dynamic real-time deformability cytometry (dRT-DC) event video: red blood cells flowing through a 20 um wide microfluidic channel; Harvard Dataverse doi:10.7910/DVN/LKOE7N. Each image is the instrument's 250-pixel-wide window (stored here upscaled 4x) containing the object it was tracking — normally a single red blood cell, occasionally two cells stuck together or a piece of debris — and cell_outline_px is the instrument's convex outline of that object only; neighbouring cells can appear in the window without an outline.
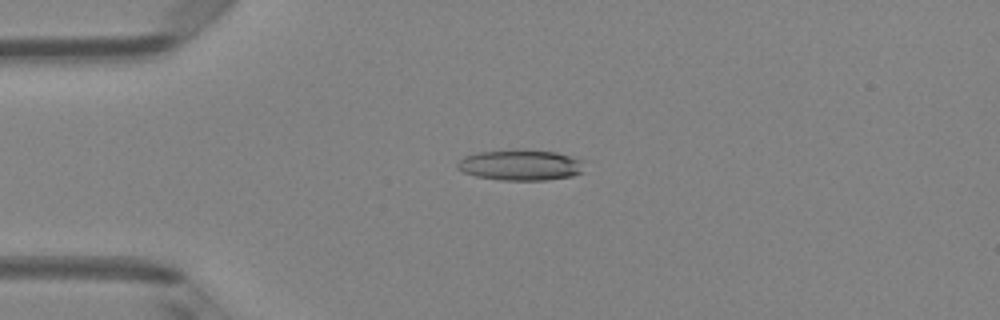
{"species": "Egyptian fruit bat (a non-hibernating species)", "species_latin": "Rousettus aegyptiacus", "temperature_condition": "room temperature", "stored_images_in_passage": 7, "camera_frame_rate_fps": 3000, "um_per_image_px": 0.085, "animal": {"sex": "female"}, "frame": {"image": 1, "passage_image": 4, "time_ms": 1.0, "image_size_px": [1000, 320], "cell_outline_px": [[584, 172], [572, 176], [544, 180], [500, 180], [476, 176], [464, 172], [456, 168], [456, 164], [464, 156], [476, 152], [556, 152], [572, 156], [584, 160]], "centroid_in_image_um": [44.28, 14.07], "position_along_channel_um": 40.7, "area_um2": 22.14}}
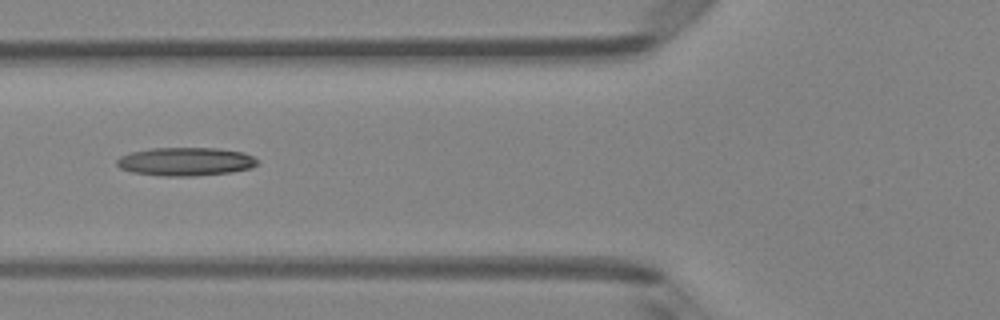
{"frame": {"image": 2, "passage_image": 6, "time_ms": 1.667, "image_size_px": [1000, 320], "cell_outline_px": [[260, 164], [252, 168], [232, 172], [196, 176], [160, 176], [132, 172], [120, 168], [116, 164], [116, 160], [120, 156], [132, 152], [152, 148], [216, 148], [244, 152], [260, 160]], "centroid_in_image_um": [15.82, 13.74], "position_along_channel_um": 110.0, "area_um2": 23.52}}
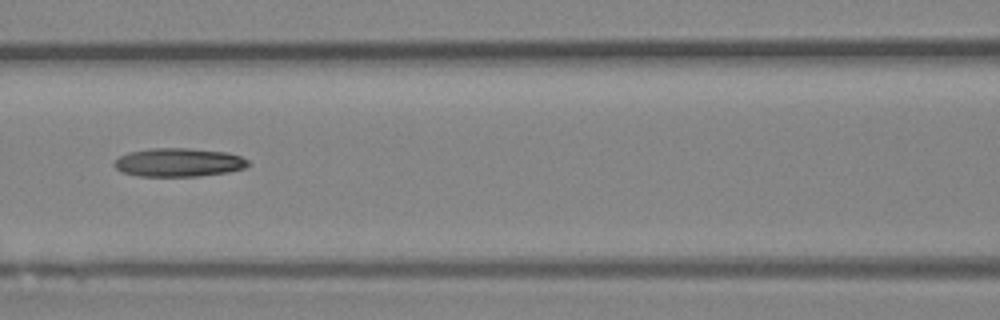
{"frame": {"image": 3, "passage_image": 7, "time_ms": 2.0, "image_size_px": [1000, 320], "cell_outline_px": [[248, 164], [244, 168], [228, 172], [200, 176], [140, 176], [124, 172], [116, 168], [112, 164], [120, 156], [128, 152], [152, 148], [188, 148], [228, 152], [240, 156], [248, 160]], "centroid_in_image_um": [15.19, 13.8], "position_along_channel_um": 151.4, "area_um2": 22.2}}